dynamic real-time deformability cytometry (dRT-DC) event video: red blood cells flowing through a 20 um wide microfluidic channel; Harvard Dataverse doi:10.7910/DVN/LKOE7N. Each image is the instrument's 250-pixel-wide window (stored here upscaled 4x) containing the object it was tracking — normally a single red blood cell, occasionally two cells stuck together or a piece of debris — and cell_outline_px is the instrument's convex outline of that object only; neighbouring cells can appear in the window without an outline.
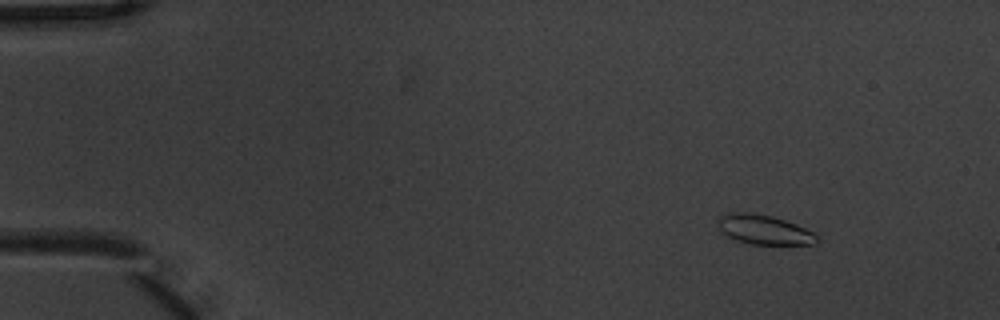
{"species": "common noctule bat (a hibernating species)", "species_latin": "Nyctalus noctula", "temperature_condition": "warm", "stored_images_in_passage": 5, "camera_frame_rate_fps": 3000, "um_per_image_px": 0.085, "animal": {"sex": "male", "body_mass_g": 20.1, "forearm_length_mm": 53.5}, "frame": {"image": 1, "passage_image": 2, "time_ms": 0.333, "image_size_px": [1000, 320], "cell_outline_px": [[816, 244], [752, 244], [736, 240], [720, 232], [720, 216], [728, 212], [748, 212], [772, 216], [796, 224], [812, 232], [816, 236]], "centroid_in_image_um": [64.92, 19.51], "position_along_channel_um": 20.1, "area_um2": 16.7}}
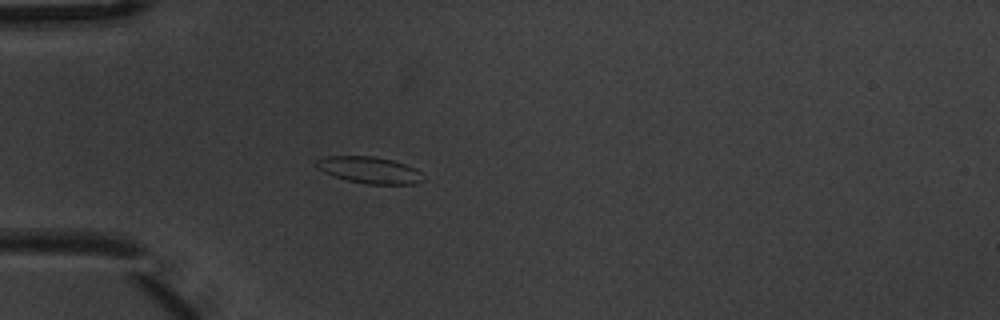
{"frame": {"image": 2, "passage_image": 5, "time_ms": 1.333, "image_size_px": [1000, 320], "cell_outline_px": [[424, 180], [416, 184], [364, 184], [332, 176], [316, 168], [316, 160], [324, 156], [376, 156], [392, 160], [416, 168], [420, 172]], "centroid_in_image_um": [31.38, 14.45], "position_along_channel_um": 53.6, "area_um2": 16.7}}